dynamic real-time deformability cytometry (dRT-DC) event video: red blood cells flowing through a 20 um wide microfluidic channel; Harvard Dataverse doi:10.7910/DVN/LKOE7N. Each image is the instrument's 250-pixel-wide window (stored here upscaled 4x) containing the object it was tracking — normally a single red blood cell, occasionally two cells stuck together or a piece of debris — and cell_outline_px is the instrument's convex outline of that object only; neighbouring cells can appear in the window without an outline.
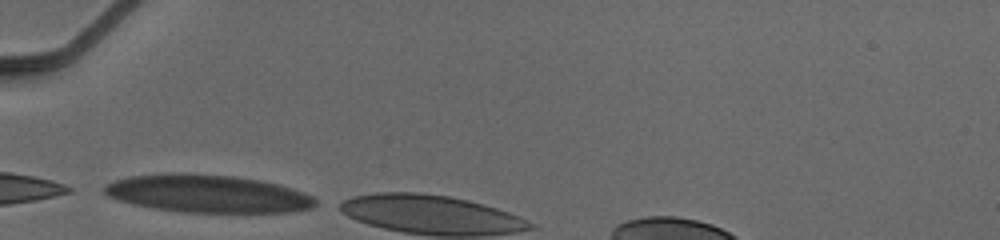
{"species": "human", "species_latin": "Homo sapiens", "temperature_condition": "cold", "stored_images_in_passage": 3, "camera_frame_rate_fps": 3000, "um_per_image_px": 0.085, "donor": {"sex": "male"}, "frame": {"image": 1, "passage_image": 1, "time_ms": 0.0, "image_size_px": [1000, 240], "cell_outline_px": [[316, 204], [312, 208], [288, 212], [184, 212], [152, 208], [116, 200], [108, 196], [100, 188], [104, 184], [116, 180], [132, 176], [168, 172], [180, 172], [232, 176], [260, 180], [292, 188], [304, 192], [312, 196], [316, 200]], "centroid_in_image_um": [17.6, 16.45], "position_along_channel_um": 67.4, "area_um2": 46.59}}